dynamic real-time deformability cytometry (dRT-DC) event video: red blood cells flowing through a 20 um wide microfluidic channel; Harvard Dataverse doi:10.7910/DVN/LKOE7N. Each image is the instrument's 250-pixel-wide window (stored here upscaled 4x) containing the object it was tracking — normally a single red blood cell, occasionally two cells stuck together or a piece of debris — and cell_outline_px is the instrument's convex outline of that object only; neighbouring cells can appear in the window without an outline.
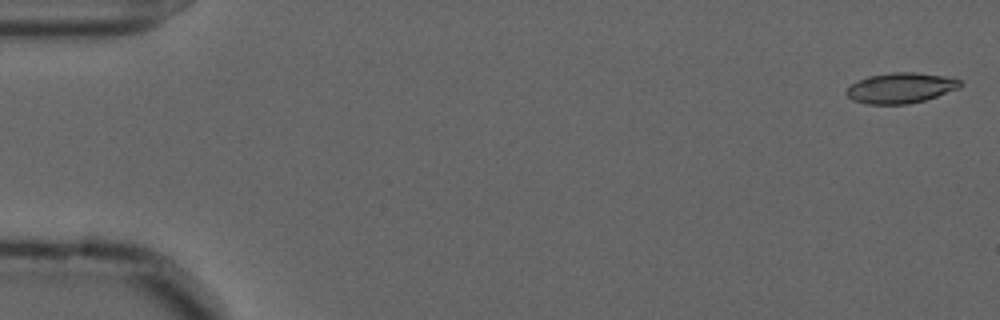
{"species": "common noctule bat (a hibernating species)", "species_latin": "Nyctalus noctula", "temperature_condition": "cold", "stored_images_in_passage": 57, "camera_frame_rate_fps": 3000, "um_per_image_px": 0.085, "animal": {"sex": "male", "forearm_length_mm": 52.5}, "frame": {"image": 1, "passage_image": 2, "time_ms": 0.333, "image_size_px": [1000, 320], "cell_outline_px": [[964, 84], [960, 88], [924, 100], [908, 104], [868, 104], [852, 100], [844, 92], [852, 84], [868, 76], [892, 72], [916, 72], [944, 76], [960, 80]], "centroid_in_image_um": [76.57, 7.47], "position_along_channel_um": 8.4, "area_um2": 20.11}}
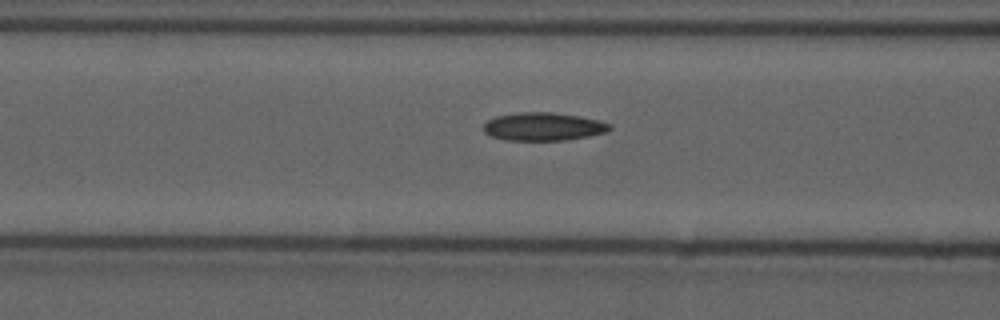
{"frame": {"image": 2, "passage_image": 23, "time_ms": 7.333, "image_size_px": [1000, 320], "cell_outline_px": [[612, 128], [608, 132], [588, 136], [564, 140], [504, 140], [492, 136], [484, 132], [484, 124], [488, 120], [496, 116], [520, 112], [552, 112], [580, 116], [600, 120], [612, 124]], "centroid_in_image_um": [46.22, 10.75], "position_along_channel_um": 120.4, "area_um2": 20.75}}
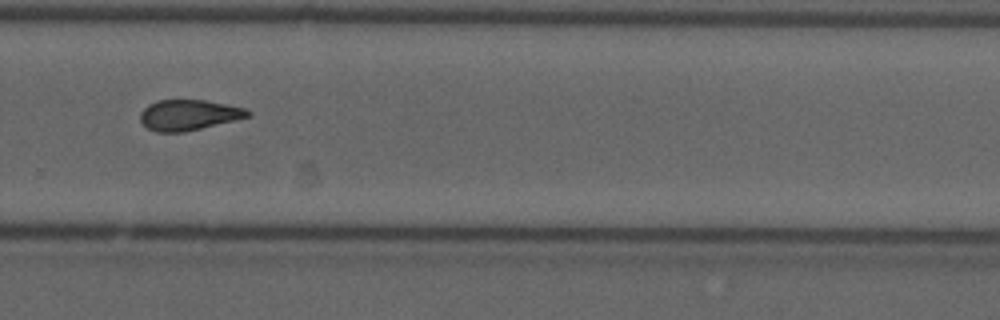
{"frame": {"image": 3, "passage_image": 39, "time_ms": 12.667, "image_size_px": [1000, 320], "cell_outline_px": [[252, 112], [248, 116], [236, 120], [184, 132], [156, 132], [148, 128], [140, 120], [140, 112], [148, 104], [156, 100], [204, 100], [248, 108]], "centroid_in_image_um": [16.04, 9.77], "position_along_channel_um": 313.8, "area_um2": 19.19}, "authors_computed_cell_mechanics": {"area_um2": 19.8832, "velocity_mm_per_s": 3.6358, "shape_relaxation_time_tau1_ms": null, "shape_relaxation_time_tau2_ms": 3.6906, "deformation_change_tau1": null, "deformation_change_tau2": 0.104}}